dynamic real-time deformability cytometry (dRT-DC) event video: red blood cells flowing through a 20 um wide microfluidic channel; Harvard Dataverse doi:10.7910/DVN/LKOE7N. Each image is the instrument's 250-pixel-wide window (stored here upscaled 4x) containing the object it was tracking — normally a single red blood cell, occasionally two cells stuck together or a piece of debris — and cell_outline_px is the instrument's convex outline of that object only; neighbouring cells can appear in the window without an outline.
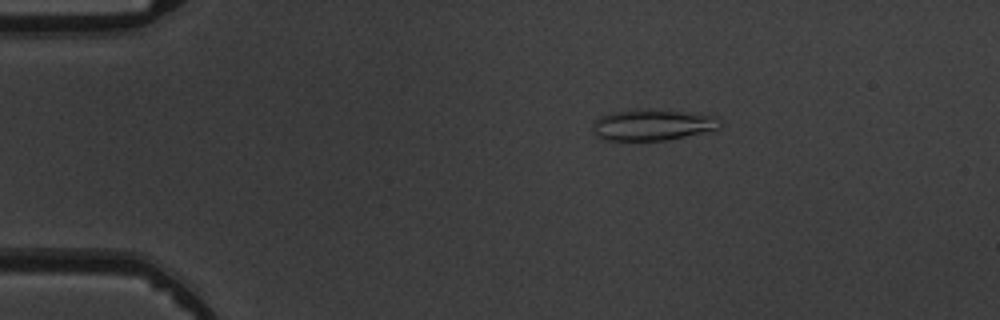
{"species": "common noctule bat (a hibernating species)", "species_latin": "Nyctalus noctula", "temperature_condition": "warm", "stored_images_in_passage": 6, "camera_frame_rate_fps": 3000, "um_per_image_px": 0.085, "animal": {"sex": "male", "body_mass_g": 19.5, "forearm_length_mm": 54.6}, "frame": {"image": 1, "passage_image": 3, "time_ms": 2.333, "image_size_px": [1000, 320], "cell_outline_px": [[724, 124], [720, 128], [684, 136], [664, 140], [608, 140], [596, 136], [592, 132], [596, 120], [600, 116], [608, 112], [636, 108], [648, 108], [716, 116]], "centroid_in_image_um": [55.44, 10.59], "position_along_channel_um": 29.6, "area_um2": 23.18}}
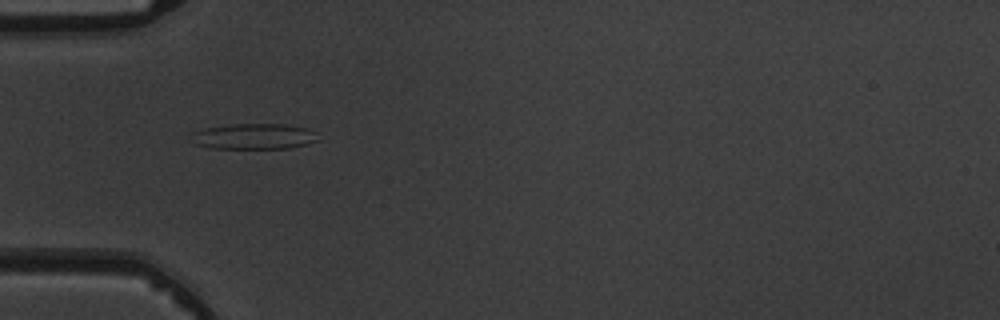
{"frame": {"image": 2, "passage_image": 5, "time_ms": 4.667, "image_size_px": [1000, 320], "cell_outline_px": [[320, 140], [288, 148], [208, 148], [196, 144], [188, 140], [192, 132], [204, 128], [232, 124], [284, 124], [308, 128], [316, 132]], "centroid_in_image_um": [21.54, 11.59], "position_along_channel_um": 63.5, "area_um2": 19.13}}
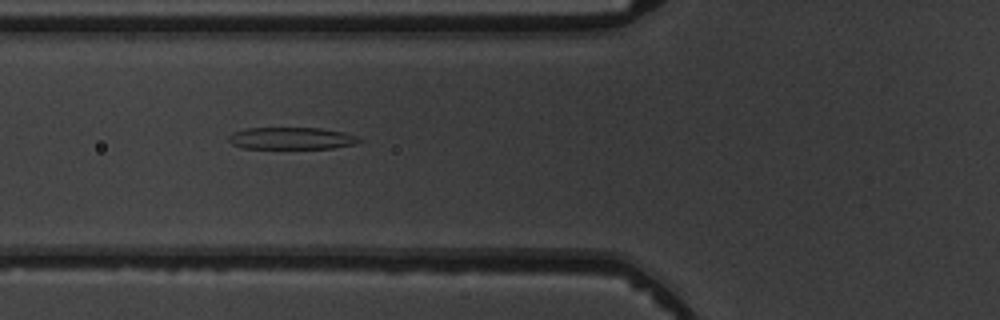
{"frame": {"image": 3, "passage_image": 6, "time_ms": 5.667, "image_size_px": [1000, 320], "cell_outline_px": [[364, 140], [356, 144], [332, 148], [240, 148], [232, 144], [228, 140], [228, 136], [232, 132], [244, 128], [320, 128], [344, 132], [356, 136]], "centroid_in_image_um": [24.76, 11.75], "position_along_channel_um": 101.0, "area_um2": 16.88}}